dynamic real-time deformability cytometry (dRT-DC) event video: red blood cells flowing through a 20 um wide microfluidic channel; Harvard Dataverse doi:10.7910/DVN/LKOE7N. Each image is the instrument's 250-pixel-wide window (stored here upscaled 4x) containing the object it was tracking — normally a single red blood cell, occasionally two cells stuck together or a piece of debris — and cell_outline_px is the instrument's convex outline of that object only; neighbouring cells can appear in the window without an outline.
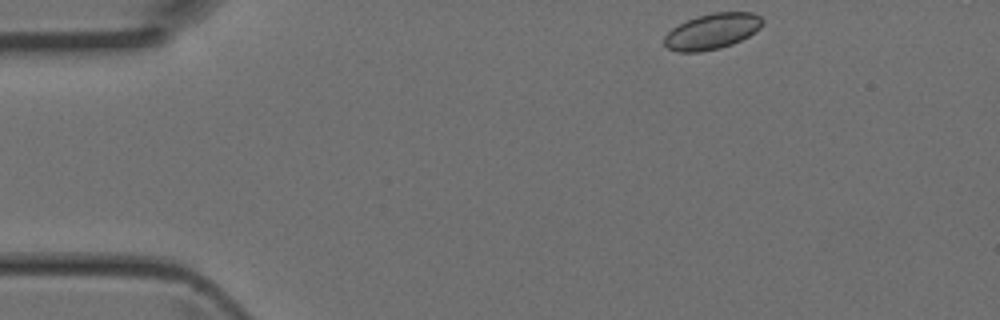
{"species": "Egyptian fruit bat (a non-hibernating species)", "species_latin": "Rousettus aegyptiacus", "temperature_condition": "room temperature", "stored_images_in_passage": 3, "camera_frame_rate_fps": 3000, "um_per_image_px": 0.085, "animal": {"sex": "female"}, "frame": {"image": 1, "passage_image": 1, "time_ms": 0.0, "image_size_px": [1000, 320], "cell_outline_px": [[764, 20], [760, 28], [748, 36], [732, 44], [720, 48], [700, 52], [680, 52], [668, 48], [664, 44], [664, 36], [672, 28], [696, 16], [712, 12], [752, 12], [760, 16]], "centroid_in_image_um": [60.53, 2.66], "position_along_channel_um": 24.5, "area_um2": 20.4}}
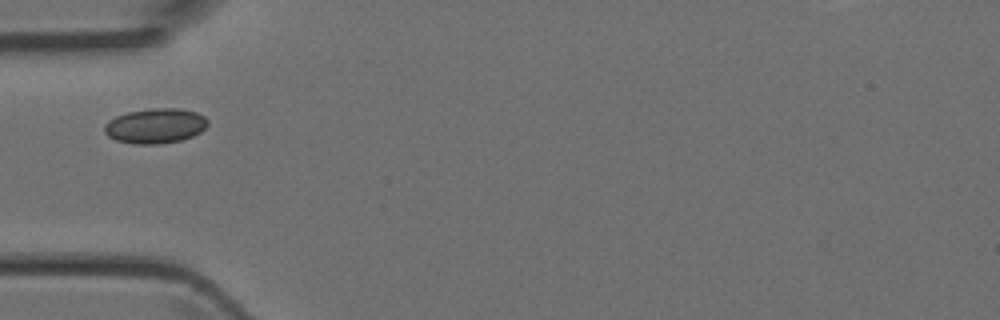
{"frame": {"image": 2, "passage_image": 3, "time_ms": 0.667, "image_size_px": [1000, 320], "cell_outline_px": [[208, 124], [200, 132], [192, 136], [180, 140], [160, 144], [136, 144], [116, 140], [108, 136], [104, 132], [104, 124], [108, 120], [116, 116], [128, 112], [152, 108], [180, 108], [196, 112], [204, 116], [208, 120]], "centroid_in_image_um": [13.19, 10.69], "position_along_channel_um": 71.8, "area_um2": 21.1}}